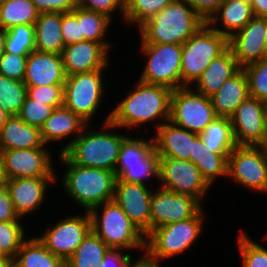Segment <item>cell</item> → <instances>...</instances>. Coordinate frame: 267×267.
<instances>
[{
	"instance_id": "f6af8a7d",
	"label": "cell",
	"mask_w": 267,
	"mask_h": 267,
	"mask_svg": "<svg viewBox=\"0 0 267 267\" xmlns=\"http://www.w3.org/2000/svg\"><path fill=\"white\" fill-rule=\"evenodd\" d=\"M124 1L125 0H78V6L106 15L111 20L114 16H120L124 23ZM117 12V13H116ZM116 13V15H114Z\"/></svg>"
},
{
	"instance_id": "6da1fadb",
	"label": "cell",
	"mask_w": 267,
	"mask_h": 267,
	"mask_svg": "<svg viewBox=\"0 0 267 267\" xmlns=\"http://www.w3.org/2000/svg\"><path fill=\"white\" fill-rule=\"evenodd\" d=\"M122 99L114 102L111 109L110 122L130 132L144 130L148 134L146 124L157 130L163 123L170 121L171 89L137 80ZM126 95V96H125ZM142 128V129H141Z\"/></svg>"
},
{
	"instance_id": "83f0119b",
	"label": "cell",
	"mask_w": 267,
	"mask_h": 267,
	"mask_svg": "<svg viewBox=\"0 0 267 267\" xmlns=\"http://www.w3.org/2000/svg\"><path fill=\"white\" fill-rule=\"evenodd\" d=\"M45 144L40 128L10 116L0 130V150L40 148Z\"/></svg>"
},
{
	"instance_id": "f5cc1de1",
	"label": "cell",
	"mask_w": 267,
	"mask_h": 267,
	"mask_svg": "<svg viewBox=\"0 0 267 267\" xmlns=\"http://www.w3.org/2000/svg\"><path fill=\"white\" fill-rule=\"evenodd\" d=\"M267 152V104L264 114V131L261 142L257 145Z\"/></svg>"
},
{
	"instance_id": "d4e9b609",
	"label": "cell",
	"mask_w": 267,
	"mask_h": 267,
	"mask_svg": "<svg viewBox=\"0 0 267 267\" xmlns=\"http://www.w3.org/2000/svg\"><path fill=\"white\" fill-rule=\"evenodd\" d=\"M253 17L250 1L224 0L206 23L229 39L245 27Z\"/></svg>"
},
{
	"instance_id": "d6a6232c",
	"label": "cell",
	"mask_w": 267,
	"mask_h": 267,
	"mask_svg": "<svg viewBox=\"0 0 267 267\" xmlns=\"http://www.w3.org/2000/svg\"><path fill=\"white\" fill-rule=\"evenodd\" d=\"M205 146L214 153L231 154L237 146L230 118L217 116L199 134Z\"/></svg>"
},
{
	"instance_id": "4dcf8cb0",
	"label": "cell",
	"mask_w": 267,
	"mask_h": 267,
	"mask_svg": "<svg viewBox=\"0 0 267 267\" xmlns=\"http://www.w3.org/2000/svg\"><path fill=\"white\" fill-rule=\"evenodd\" d=\"M80 23L81 36H84V40L94 41L100 43L109 53L112 50L114 43L109 41L108 31L109 28L114 26V20L112 21L106 15L94 12L92 10L84 9L77 6L71 11Z\"/></svg>"
},
{
	"instance_id": "484cf974",
	"label": "cell",
	"mask_w": 267,
	"mask_h": 267,
	"mask_svg": "<svg viewBox=\"0 0 267 267\" xmlns=\"http://www.w3.org/2000/svg\"><path fill=\"white\" fill-rule=\"evenodd\" d=\"M240 69L232 50L228 47L211 61L191 88L204 96L211 97L227 79L234 76Z\"/></svg>"
},
{
	"instance_id": "1f68e13d",
	"label": "cell",
	"mask_w": 267,
	"mask_h": 267,
	"mask_svg": "<svg viewBox=\"0 0 267 267\" xmlns=\"http://www.w3.org/2000/svg\"><path fill=\"white\" fill-rule=\"evenodd\" d=\"M13 267H66L65 261L50 252L37 236H28L13 259Z\"/></svg>"
},
{
	"instance_id": "ab89813d",
	"label": "cell",
	"mask_w": 267,
	"mask_h": 267,
	"mask_svg": "<svg viewBox=\"0 0 267 267\" xmlns=\"http://www.w3.org/2000/svg\"><path fill=\"white\" fill-rule=\"evenodd\" d=\"M26 95L24 82L0 74V106L5 112L10 116L18 115Z\"/></svg>"
},
{
	"instance_id": "681fc988",
	"label": "cell",
	"mask_w": 267,
	"mask_h": 267,
	"mask_svg": "<svg viewBox=\"0 0 267 267\" xmlns=\"http://www.w3.org/2000/svg\"><path fill=\"white\" fill-rule=\"evenodd\" d=\"M20 218L14 208L6 185L0 187V221H17Z\"/></svg>"
},
{
	"instance_id": "3957f363",
	"label": "cell",
	"mask_w": 267,
	"mask_h": 267,
	"mask_svg": "<svg viewBox=\"0 0 267 267\" xmlns=\"http://www.w3.org/2000/svg\"><path fill=\"white\" fill-rule=\"evenodd\" d=\"M56 157L59 159L56 165L60 163L61 168L65 169L62 179L60 174H56L63 186L62 192L64 191L68 199L76 203L78 208L89 211L114 199L117 179L115 172L73 164L63 153L56 154Z\"/></svg>"
},
{
	"instance_id": "db71d44e",
	"label": "cell",
	"mask_w": 267,
	"mask_h": 267,
	"mask_svg": "<svg viewBox=\"0 0 267 267\" xmlns=\"http://www.w3.org/2000/svg\"><path fill=\"white\" fill-rule=\"evenodd\" d=\"M7 176L5 174V169L3 166V160L0 154V187L6 185L7 183Z\"/></svg>"
},
{
	"instance_id": "8fae6325",
	"label": "cell",
	"mask_w": 267,
	"mask_h": 267,
	"mask_svg": "<svg viewBox=\"0 0 267 267\" xmlns=\"http://www.w3.org/2000/svg\"><path fill=\"white\" fill-rule=\"evenodd\" d=\"M227 178L267 196V152L259 146L237 145L228 157Z\"/></svg>"
},
{
	"instance_id": "9a60e30c",
	"label": "cell",
	"mask_w": 267,
	"mask_h": 267,
	"mask_svg": "<svg viewBox=\"0 0 267 267\" xmlns=\"http://www.w3.org/2000/svg\"><path fill=\"white\" fill-rule=\"evenodd\" d=\"M47 147L0 150L7 179L57 178L58 169L54 167L55 160Z\"/></svg>"
},
{
	"instance_id": "277c9868",
	"label": "cell",
	"mask_w": 267,
	"mask_h": 267,
	"mask_svg": "<svg viewBox=\"0 0 267 267\" xmlns=\"http://www.w3.org/2000/svg\"><path fill=\"white\" fill-rule=\"evenodd\" d=\"M203 24L186 0H176L138 28L139 44L183 45Z\"/></svg>"
},
{
	"instance_id": "cb8c5ba5",
	"label": "cell",
	"mask_w": 267,
	"mask_h": 267,
	"mask_svg": "<svg viewBox=\"0 0 267 267\" xmlns=\"http://www.w3.org/2000/svg\"><path fill=\"white\" fill-rule=\"evenodd\" d=\"M66 77L61 54L34 50L27 56L26 87L64 84Z\"/></svg>"
},
{
	"instance_id": "d590c367",
	"label": "cell",
	"mask_w": 267,
	"mask_h": 267,
	"mask_svg": "<svg viewBox=\"0 0 267 267\" xmlns=\"http://www.w3.org/2000/svg\"><path fill=\"white\" fill-rule=\"evenodd\" d=\"M174 1L176 0H125L123 24L128 27L133 25L135 29L139 28L149 18Z\"/></svg>"
},
{
	"instance_id": "ac0fdd59",
	"label": "cell",
	"mask_w": 267,
	"mask_h": 267,
	"mask_svg": "<svg viewBox=\"0 0 267 267\" xmlns=\"http://www.w3.org/2000/svg\"><path fill=\"white\" fill-rule=\"evenodd\" d=\"M58 178H16L8 179L6 187L17 215L26 219L42 209L48 199L49 188L58 182Z\"/></svg>"
},
{
	"instance_id": "603a6c76",
	"label": "cell",
	"mask_w": 267,
	"mask_h": 267,
	"mask_svg": "<svg viewBox=\"0 0 267 267\" xmlns=\"http://www.w3.org/2000/svg\"><path fill=\"white\" fill-rule=\"evenodd\" d=\"M152 135L155 152L159 157L175 158L193 163L194 139L199 135L174 125L163 123Z\"/></svg>"
},
{
	"instance_id": "7a4b0ae2",
	"label": "cell",
	"mask_w": 267,
	"mask_h": 267,
	"mask_svg": "<svg viewBox=\"0 0 267 267\" xmlns=\"http://www.w3.org/2000/svg\"><path fill=\"white\" fill-rule=\"evenodd\" d=\"M104 116L105 118L104 120L102 118V124H100L101 129L94 128V130L90 124L87 125L63 152L73 164L115 172L121 145L128 136V134L125 135V132L128 131L117 132L121 128L109 121L111 109Z\"/></svg>"
},
{
	"instance_id": "4316f807",
	"label": "cell",
	"mask_w": 267,
	"mask_h": 267,
	"mask_svg": "<svg viewBox=\"0 0 267 267\" xmlns=\"http://www.w3.org/2000/svg\"><path fill=\"white\" fill-rule=\"evenodd\" d=\"M249 96L248 80L241 68L234 76L227 79L210 99L217 116L230 118L236 108Z\"/></svg>"
},
{
	"instance_id": "5b68a950",
	"label": "cell",
	"mask_w": 267,
	"mask_h": 267,
	"mask_svg": "<svg viewBox=\"0 0 267 267\" xmlns=\"http://www.w3.org/2000/svg\"><path fill=\"white\" fill-rule=\"evenodd\" d=\"M205 209L203 206L189 219L152 229L146 235L145 259L162 266L163 261L184 255L201 238L207 216Z\"/></svg>"
},
{
	"instance_id": "60d3db41",
	"label": "cell",
	"mask_w": 267,
	"mask_h": 267,
	"mask_svg": "<svg viewBox=\"0 0 267 267\" xmlns=\"http://www.w3.org/2000/svg\"><path fill=\"white\" fill-rule=\"evenodd\" d=\"M242 69L248 80L250 97L267 103V57Z\"/></svg>"
},
{
	"instance_id": "7dc6e473",
	"label": "cell",
	"mask_w": 267,
	"mask_h": 267,
	"mask_svg": "<svg viewBox=\"0 0 267 267\" xmlns=\"http://www.w3.org/2000/svg\"><path fill=\"white\" fill-rule=\"evenodd\" d=\"M61 33L65 46L84 41V36H81L80 23L71 11L61 13Z\"/></svg>"
},
{
	"instance_id": "7bdbcfd3",
	"label": "cell",
	"mask_w": 267,
	"mask_h": 267,
	"mask_svg": "<svg viewBox=\"0 0 267 267\" xmlns=\"http://www.w3.org/2000/svg\"><path fill=\"white\" fill-rule=\"evenodd\" d=\"M27 95L54 108L64 106V84L27 87Z\"/></svg>"
},
{
	"instance_id": "c3c4849f",
	"label": "cell",
	"mask_w": 267,
	"mask_h": 267,
	"mask_svg": "<svg viewBox=\"0 0 267 267\" xmlns=\"http://www.w3.org/2000/svg\"><path fill=\"white\" fill-rule=\"evenodd\" d=\"M40 13L70 12L78 6V0H31Z\"/></svg>"
},
{
	"instance_id": "44dd1931",
	"label": "cell",
	"mask_w": 267,
	"mask_h": 267,
	"mask_svg": "<svg viewBox=\"0 0 267 267\" xmlns=\"http://www.w3.org/2000/svg\"><path fill=\"white\" fill-rule=\"evenodd\" d=\"M266 102L248 97L230 117L237 145L257 146L263 136Z\"/></svg>"
},
{
	"instance_id": "7402d4cb",
	"label": "cell",
	"mask_w": 267,
	"mask_h": 267,
	"mask_svg": "<svg viewBox=\"0 0 267 267\" xmlns=\"http://www.w3.org/2000/svg\"><path fill=\"white\" fill-rule=\"evenodd\" d=\"M87 125L78 115L65 106H61L55 108L52 114L45 120L43 126L40 128L41 137L44 144L49 147H53L50 145L56 143L60 144V146L63 145L61 147L59 146L60 151H57L58 154H62L82 133ZM62 142L65 143L63 144Z\"/></svg>"
},
{
	"instance_id": "e0dca14e",
	"label": "cell",
	"mask_w": 267,
	"mask_h": 267,
	"mask_svg": "<svg viewBox=\"0 0 267 267\" xmlns=\"http://www.w3.org/2000/svg\"><path fill=\"white\" fill-rule=\"evenodd\" d=\"M152 191L143 184L115 181L113 200L145 236L151 231Z\"/></svg>"
},
{
	"instance_id": "8992f818",
	"label": "cell",
	"mask_w": 267,
	"mask_h": 267,
	"mask_svg": "<svg viewBox=\"0 0 267 267\" xmlns=\"http://www.w3.org/2000/svg\"><path fill=\"white\" fill-rule=\"evenodd\" d=\"M88 213L91 230L109 248H122L130 253L132 250L145 253L146 236L114 200L97 205Z\"/></svg>"
},
{
	"instance_id": "52a82bcc",
	"label": "cell",
	"mask_w": 267,
	"mask_h": 267,
	"mask_svg": "<svg viewBox=\"0 0 267 267\" xmlns=\"http://www.w3.org/2000/svg\"><path fill=\"white\" fill-rule=\"evenodd\" d=\"M140 135L138 133L139 137H132L129 134L123 140L115 175L118 180L153 187L155 183L159 184V156L155 152L152 136ZM152 181H155L153 185Z\"/></svg>"
},
{
	"instance_id": "5bb4252c",
	"label": "cell",
	"mask_w": 267,
	"mask_h": 267,
	"mask_svg": "<svg viewBox=\"0 0 267 267\" xmlns=\"http://www.w3.org/2000/svg\"><path fill=\"white\" fill-rule=\"evenodd\" d=\"M67 216V217H66ZM66 218H59L54 225L46 227V231L37 238L55 256L66 261L77 249L79 244L91 231V220L88 211L78 214H65ZM56 223V224H55Z\"/></svg>"
},
{
	"instance_id": "94428289",
	"label": "cell",
	"mask_w": 267,
	"mask_h": 267,
	"mask_svg": "<svg viewBox=\"0 0 267 267\" xmlns=\"http://www.w3.org/2000/svg\"><path fill=\"white\" fill-rule=\"evenodd\" d=\"M263 236V238L261 239L263 242H266L267 241V231H266V233H265V236L264 235H262Z\"/></svg>"
},
{
	"instance_id": "d6986e66",
	"label": "cell",
	"mask_w": 267,
	"mask_h": 267,
	"mask_svg": "<svg viewBox=\"0 0 267 267\" xmlns=\"http://www.w3.org/2000/svg\"><path fill=\"white\" fill-rule=\"evenodd\" d=\"M265 31V18L253 17L228 39V47L241 68L267 57Z\"/></svg>"
},
{
	"instance_id": "ba28073f",
	"label": "cell",
	"mask_w": 267,
	"mask_h": 267,
	"mask_svg": "<svg viewBox=\"0 0 267 267\" xmlns=\"http://www.w3.org/2000/svg\"><path fill=\"white\" fill-rule=\"evenodd\" d=\"M109 69L91 72L76 73L66 77L64 83V106L78 115L88 125L92 124L93 117L102 110L105 103L106 86L109 85L106 71ZM103 101V103H102ZM100 110V111H99ZM91 122V123H90Z\"/></svg>"
},
{
	"instance_id": "f1b7e54d",
	"label": "cell",
	"mask_w": 267,
	"mask_h": 267,
	"mask_svg": "<svg viewBox=\"0 0 267 267\" xmlns=\"http://www.w3.org/2000/svg\"><path fill=\"white\" fill-rule=\"evenodd\" d=\"M229 155L211 152L199 135L194 139L193 163L211 188L215 186L217 180L227 179Z\"/></svg>"
},
{
	"instance_id": "9f6ffc18",
	"label": "cell",
	"mask_w": 267,
	"mask_h": 267,
	"mask_svg": "<svg viewBox=\"0 0 267 267\" xmlns=\"http://www.w3.org/2000/svg\"><path fill=\"white\" fill-rule=\"evenodd\" d=\"M9 117L10 115L7 112H5L3 108L0 106V130Z\"/></svg>"
},
{
	"instance_id": "f35d334b",
	"label": "cell",
	"mask_w": 267,
	"mask_h": 267,
	"mask_svg": "<svg viewBox=\"0 0 267 267\" xmlns=\"http://www.w3.org/2000/svg\"><path fill=\"white\" fill-rule=\"evenodd\" d=\"M4 52L29 55L35 49L34 25H17L4 31Z\"/></svg>"
},
{
	"instance_id": "4fadbf2b",
	"label": "cell",
	"mask_w": 267,
	"mask_h": 267,
	"mask_svg": "<svg viewBox=\"0 0 267 267\" xmlns=\"http://www.w3.org/2000/svg\"><path fill=\"white\" fill-rule=\"evenodd\" d=\"M159 169L160 184L158 187L177 194L192 196L203 206L205 205V197L212 188L202 178L194 163L175 158L159 157Z\"/></svg>"
},
{
	"instance_id": "6125c7cd",
	"label": "cell",
	"mask_w": 267,
	"mask_h": 267,
	"mask_svg": "<svg viewBox=\"0 0 267 267\" xmlns=\"http://www.w3.org/2000/svg\"><path fill=\"white\" fill-rule=\"evenodd\" d=\"M8 0H0V4L5 3Z\"/></svg>"
},
{
	"instance_id": "f546056e",
	"label": "cell",
	"mask_w": 267,
	"mask_h": 267,
	"mask_svg": "<svg viewBox=\"0 0 267 267\" xmlns=\"http://www.w3.org/2000/svg\"><path fill=\"white\" fill-rule=\"evenodd\" d=\"M34 27L35 49L40 52L61 54L65 46L61 33V13H40Z\"/></svg>"
},
{
	"instance_id": "30bf717a",
	"label": "cell",
	"mask_w": 267,
	"mask_h": 267,
	"mask_svg": "<svg viewBox=\"0 0 267 267\" xmlns=\"http://www.w3.org/2000/svg\"><path fill=\"white\" fill-rule=\"evenodd\" d=\"M140 54L145 61L140 81L165 86L171 90L181 88L182 45L140 44Z\"/></svg>"
},
{
	"instance_id": "836d02e7",
	"label": "cell",
	"mask_w": 267,
	"mask_h": 267,
	"mask_svg": "<svg viewBox=\"0 0 267 267\" xmlns=\"http://www.w3.org/2000/svg\"><path fill=\"white\" fill-rule=\"evenodd\" d=\"M109 247L92 230L65 261L66 267H100Z\"/></svg>"
},
{
	"instance_id": "11a10c76",
	"label": "cell",
	"mask_w": 267,
	"mask_h": 267,
	"mask_svg": "<svg viewBox=\"0 0 267 267\" xmlns=\"http://www.w3.org/2000/svg\"><path fill=\"white\" fill-rule=\"evenodd\" d=\"M0 267H13V260L0 254Z\"/></svg>"
},
{
	"instance_id": "f907efd6",
	"label": "cell",
	"mask_w": 267,
	"mask_h": 267,
	"mask_svg": "<svg viewBox=\"0 0 267 267\" xmlns=\"http://www.w3.org/2000/svg\"><path fill=\"white\" fill-rule=\"evenodd\" d=\"M193 10L205 21L215 13L224 0H186Z\"/></svg>"
},
{
	"instance_id": "6f0895ef",
	"label": "cell",
	"mask_w": 267,
	"mask_h": 267,
	"mask_svg": "<svg viewBox=\"0 0 267 267\" xmlns=\"http://www.w3.org/2000/svg\"><path fill=\"white\" fill-rule=\"evenodd\" d=\"M4 31L0 30V56L4 53Z\"/></svg>"
},
{
	"instance_id": "8d00e7d4",
	"label": "cell",
	"mask_w": 267,
	"mask_h": 267,
	"mask_svg": "<svg viewBox=\"0 0 267 267\" xmlns=\"http://www.w3.org/2000/svg\"><path fill=\"white\" fill-rule=\"evenodd\" d=\"M23 219L17 221H0V254L14 259L30 231L23 225ZM26 228V229H25ZM28 233V235H27ZM27 236V237H26Z\"/></svg>"
},
{
	"instance_id": "816d5d0a",
	"label": "cell",
	"mask_w": 267,
	"mask_h": 267,
	"mask_svg": "<svg viewBox=\"0 0 267 267\" xmlns=\"http://www.w3.org/2000/svg\"><path fill=\"white\" fill-rule=\"evenodd\" d=\"M254 17L267 16V0H250Z\"/></svg>"
},
{
	"instance_id": "e575fe53",
	"label": "cell",
	"mask_w": 267,
	"mask_h": 267,
	"mask_svg": "<svg viewBox=\"0 0 267 267\" xmlns=\"http://www.w3.org/2000/svg\"><path fill=\"white\" fill-rule=\"evenodd\" d=\"M39 12L31 0H8L0 4V30L17 25H34Z\"/></svg>"
},
{
	"instance_id": "2e32d148",
	"label": "cell",
	"mask_w": 267,
	"mask_h": 267,
	"mask_svg": "<svg viewBox=\"0 0 267 267\" xmlns=\"http://www.w3.org/2000/svg\"><path fill=\"white\" fill-rule=\"evenodd\" d=\"M203 205L194 197L157 188L151 196V230L193 217Z\"/></svg>"
},
{
	"instance_id": "9c48e42d",
	"label": "cell",
	"mask_w": 267,
	"mask_h": 267,
	"mask_svg": "<svg viewBox=\"0 0 267 267\" xmlns=\"http://www.w3.org/2000/svg\"><path fill=\"white\" fill-rule=\"evenodd\" d=\"M228 48V38L203 24L183 45L181 88L191 87L213 59Z\"/></svg>"
},
{
	"instance_id": "ee69618b",
	"label": "cell",
	"mask_w": 267,
	"mask_h": 267,
	"mask_svg": "<svg viewBox=\"0 0 267 267\" xmlns=\"http://www.w3.org/2000/svg\"><path fill=\"white\" fill-rule=\"evenodd\" d=\"M27 56L4 52L0 56V74L23 82L26 73Z\"/></svg>"
},
{
	"instance_id": "7c38bea8",
	"label": "cell",
	"mask_w": 267,
	"mask_h": 267,
	"mask_svg": "<svg viewBox=\"0 0 267 267\" xmlns=\"http://www.w3.org/2000/svg\"><path fill=\"white\" fill-rule=\"evenodd\" d=\"M217 117L210 97L191 87L172 91L170 121L190 132L200 134Z\"/></svg>"
},
{
	"instance_id": "bcb514c9",
	"label": "cell",
	"mask_w": 267,
	"mask_h": 267,
	"mask_svg": "<svg viewBox=\"0 0 267 267\" xmlns=\"http://www.w3.org/2000/svg\"><path fill=\"white\" fill-rule=\"evenodd\" d=\"M145 260V253L133 258V254L122 248H109L100 267H138Z\"/></svg>"
},
{
	"instance_id": "ffe728a7",
	"label": "cell",
	"mask_w": 267,
	"mask_h": 267,
	"mask_svg": "<svg viewBox=\"0 0 267 267\" xmlns=\"http://www.w3.org/2000/svg\"><path fill=\"white\" fill-rule=\"evenodd\" d=\"M110 54L94 41L84 40L64 46L61 57L66 76L111 68Z\"/></svg>"
},
{
	"instance_id": "91938a15",
	"label": "cell",
	"mask_w": 267,
	"mask_h": 267,
	"mask_svg": "<svg viewBox=\"0 0 267 267\" xmlns=\"http://www.w3.org/2000/svg\"><path fill=\"white\" fill-rule=\"evenodd\" d=\"M265 18V26H266V31H265V46H266V50H267V16L264 17Z\"/></svg>"
},
{
	"instance_id": "b9f144b4",
	"label": "cell",
	"mask_w": 267,
	"mask_h": 267,
	"mask_svg": "<svg viewBox=\"0 0 267 267\" xmlns=\"http://www.w3.org/2000/svg\"><path fill=\"white\" fill-rule=\"evenodd\" d=\"M55 108L26 95L22 108L17 115L23 122L41 128Z\"/></svg>"
},
{
	"instance_id": "680465c9",
	"label": "cell",
	"mask_w": 267,
	"mask_h": 267,
	"mask_svg": "<svg viewBox=\"0 0 267 267\" xmlns=\"http://www.w3.org/2000/svg\"><path fill=\"white\" fill-rule=\"evenodd\" d=\"M138 267H161V266L158 264L151 263L145 259Z\"/></svg>"
},
{
	"instance_id": "74e56055",
	"label": "cell",
	"mask_w": 267,
	"mask_h": 267,
	"mask_svg": "<svg viewBox=\"0 0 267 267\" xmlns=\"http://www.w3.org/2000/svg\"><path fill=\"white\" fill-rule=\"evenodd\" d=\"M236 236V248L239 253L241 267H267V247L265 244L255 241L248 232L239 229Z\"/></svg>"
}]
</instances>
